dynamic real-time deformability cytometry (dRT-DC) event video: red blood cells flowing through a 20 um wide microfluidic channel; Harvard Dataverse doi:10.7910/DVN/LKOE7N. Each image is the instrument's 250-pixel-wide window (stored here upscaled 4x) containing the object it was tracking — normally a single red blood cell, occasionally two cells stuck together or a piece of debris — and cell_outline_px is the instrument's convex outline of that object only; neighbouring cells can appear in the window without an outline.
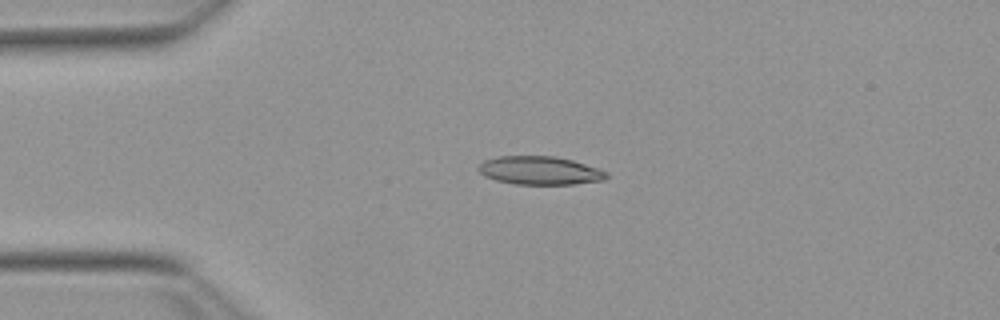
{"species": "Egyptian fruit bat (a non-hibernating species)", "species_latin": "Rousettus aegyptiacus", "temperature_condition": "warm", "stored_images_in_passage": 42, "camera_frame_rate_fps": 3000, "um_per_image_px": 0.085, "animal": {"sex": "female"}, "frame": {"image": 1, "passage_image": 1, "time_ms": 0.0, "image_size_px": [1000, 320], "cell_outline_px": [[608, 176], [604, 180], [572, 184], [516, 184], [496, 180], [484, 176], [476, 168], [484, 160], [496, 156], [556, 156], [572, 160], [608, 172]], "centroid_in_image_um": [45.85, 14.49], "position_along_channel_um": 39.1, "area_um2": 21.1}}
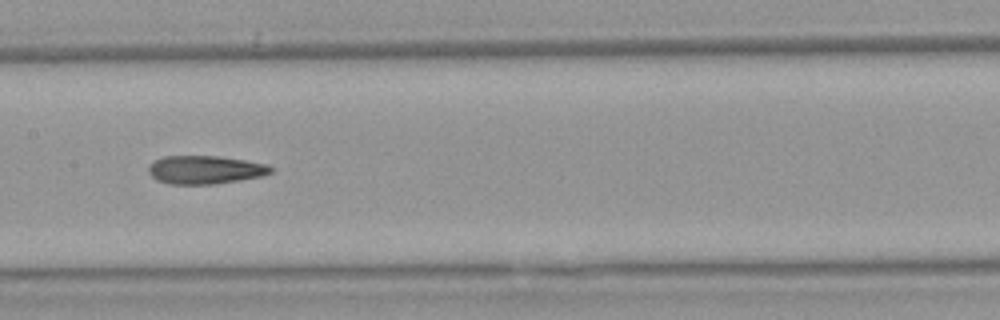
{"frame": {"image": 2, "passage_image": 15, "time_ms": 4.667, "image_size_px": [1000, 320], "cell_outline_px": [[272, 172], [264, 176], [216, 184], [168, 184], [156, 180], [148, 172], [148, 168], [156, 160], [164, 156], [220, 156], [268, 164], [272, 168]], "centroid_in_image_um": [17.46, 14.44], "position_along_channel_um": 189.9, "area_um2": 20.23}}
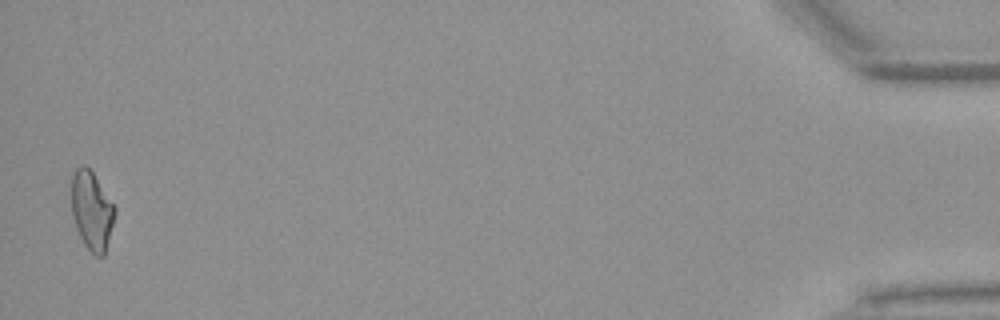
{"frame": {"image": 3, "passage_image": 41, "time_ms": 13.333, "image_size_px": [1000, 320], "cell_outline_px": [[116, 212], [104, 256], [96, 256], [84, 244], [76, 228], [72, 216], [72, 172], [76, 168], [84, 164], [92, 172], [116, 208]], "centroid_in_image_um": [7.79, 17.9], "position_along_channel_um": 427.4, "area_um2": 19.65}, "authors_computed_cell_mechanics": {"area_um2": 20.0855, "velocity_mm_per_s": 3.8316, "shape_relaxation_time_tau1_ms": null, "shape_relaxation_time_tau2_ms": 2.9697, "deformation_change_tau1": null, "deformation_change_tau2": 0.1233}}